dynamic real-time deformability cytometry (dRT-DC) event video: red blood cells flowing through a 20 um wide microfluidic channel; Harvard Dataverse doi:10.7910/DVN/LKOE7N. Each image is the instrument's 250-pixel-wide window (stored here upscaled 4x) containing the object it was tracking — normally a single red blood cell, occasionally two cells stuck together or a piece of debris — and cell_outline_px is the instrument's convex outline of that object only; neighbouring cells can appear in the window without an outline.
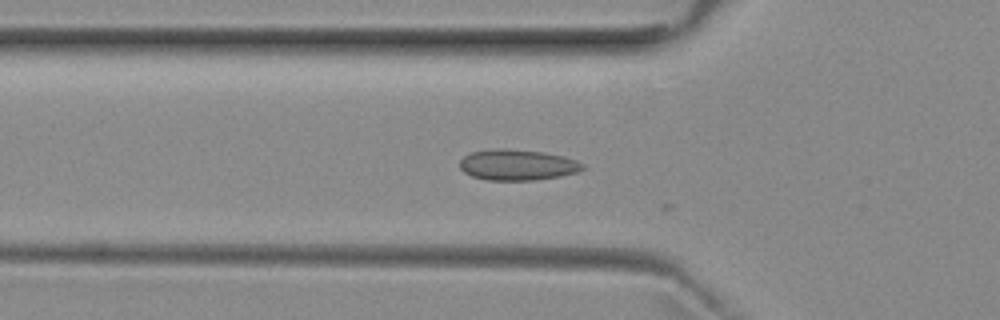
{"species": "common noctule bat (a hibernating species)", "species_latin": "Nyctalus noctula", "temperature_condition": "room temperature", "stored_images_in_passage": 18, "camera_frame_rate_fps": 3000, "um_per_image_px": 0.085, "animal": {"sex": "female", "body_mass_g": 29.2, "forearm_length_mm": 56.3}, "frame": {"image": 1, "passage_image": 17, "time_ms": 5.333, "image_size_px": [1000, 320], "cell_outline_px": [[584, 168], [576, 172], [560, 176], [532, 180], [484, 180], [472, 176], [464, 172], [460, 168], [460, 160], [464, 156], [472, 152], [496, 148], [508, 148], [544, 152], [564, 156], [576, 160], [584, 164]], "centroid_in_image_um": [43.96, 14.0], "position_along_channel_um": 81.8, "area_um2": 22.14}}